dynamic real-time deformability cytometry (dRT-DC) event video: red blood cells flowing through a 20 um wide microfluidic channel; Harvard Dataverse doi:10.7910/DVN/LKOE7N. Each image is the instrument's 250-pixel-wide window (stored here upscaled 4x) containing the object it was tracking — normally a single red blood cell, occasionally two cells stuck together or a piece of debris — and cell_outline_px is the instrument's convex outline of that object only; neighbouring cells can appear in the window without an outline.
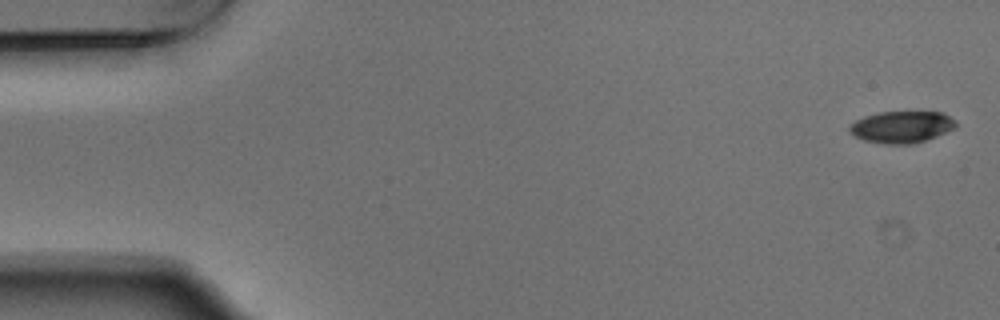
{"species": "Egyptian fruit bat (a non-hibernating species)", "species_latin": "Rousettus aegyptiacus", "temperature_condition": "warm", "stored_images_in_passage": 7, "camera_frame_rate_fps": 3000, "um_per_image_px": 0.085, "animal": {"sex": "male"}, "frame": {"image": 1, "passage_image": 1, "time_ms": 0.0, "image_size_px": [1000, 320], "cell_outline_px": [[956, 128], [936, 136], [912, 144], [884, 144], [864, 140], [848, 132], [848, 128], [856, 120], [864, 116], [880, 112], [944, 112], [956, 120]], "centroid_in_image_um": [76.65, 10.79], "position_along_channel_um": 8.3, "area_um2": 19.71}}
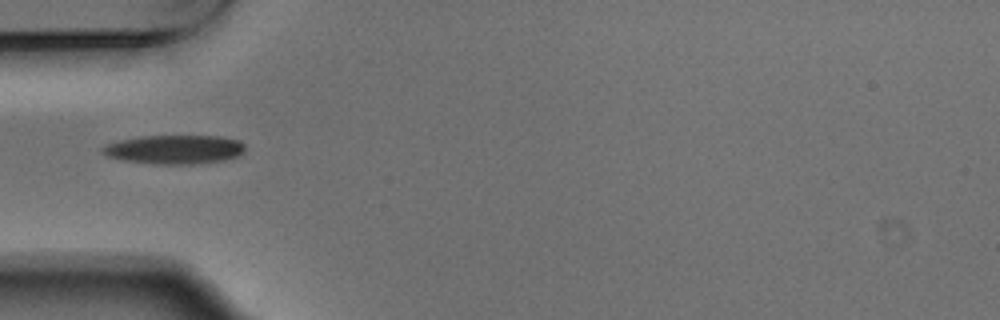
{"frame": {"image": 2, "passage_image": 5, "time_ms": 1.333, "image_size_px": [1000, 320], "cell_outline_px": [[244, 152], [240, 156], [224, 160], [192, 164], [152, 164], [120, 160], [108, 156], [100, 152], [100, 148], [108, 144], [120, 140], [140, 136], [220, 136], [240, 140], [244, 144]], "centroid_in_image_um": [14.83, 12.71], "position_along_channel_um": 70.2, "area_um2": 24.28}}
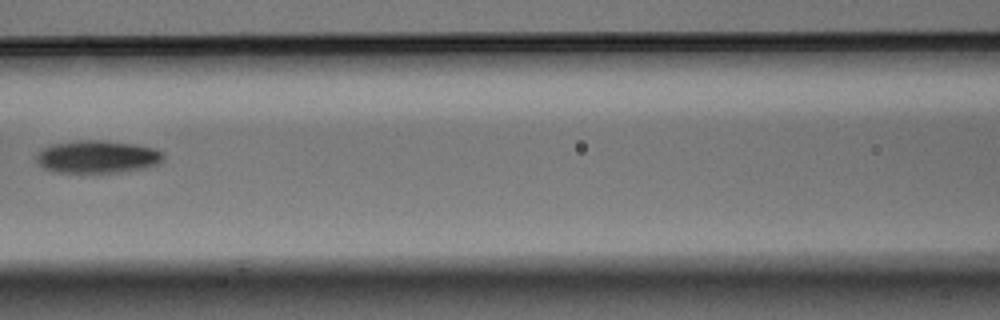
{"frame": {"image": 3, "passage_image": 7, "time_ms": 2.0, "image_size_px": [1000, 320], "cell_outline_px": [[164, 156], [160, 164], [144, 168], [120, 172], [52, 172], [44, 168], [36, 160], [36, 156], [40, 148], [52, 144], [80, 140], [100, 140], [132, 144], [152, 148], [160, 152]], "centroid_in_image_um": [8.23, 13.33], "position_along_channel_um": 158.4, "area_um2": 24.04}}